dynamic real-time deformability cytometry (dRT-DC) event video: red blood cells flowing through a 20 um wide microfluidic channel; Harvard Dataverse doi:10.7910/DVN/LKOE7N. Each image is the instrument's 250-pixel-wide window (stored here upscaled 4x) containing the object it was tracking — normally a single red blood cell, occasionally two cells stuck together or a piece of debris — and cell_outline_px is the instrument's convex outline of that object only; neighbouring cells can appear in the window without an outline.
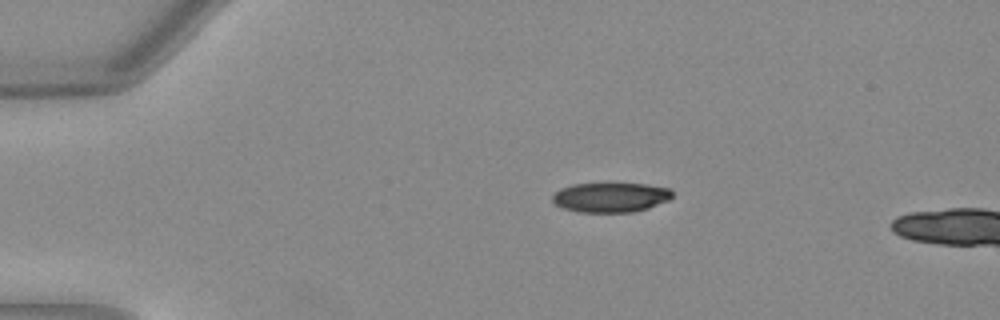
{"species": "Egyptian fruit bat (a non-hibernating species)", "species_latin": "Rousettus aegyptiacus", "temperature_condition": "warm", "stored_images_in_passage": 4, "camera_frame_rate_fps": 3000, "um_per_image_px": 0.085, "animal": {"sex": "female"}, "frame": {"image": 1, "passage_image": 1, "time_ms": 0.0, "image_size_px": [1000, 320], "cell_outline_px": [[672, 196], [668, 200], [648, 208], [632, 212], [580, 212], [564, 208], [556, 204], [552, 200], [552, 196], [560, 188], [572, 184], [644, 184], [672, 188]], "centroid_in_image_um": [51.91, 16.77], "position_along_channel_um": 33.1, "area_um2": 20.58}}